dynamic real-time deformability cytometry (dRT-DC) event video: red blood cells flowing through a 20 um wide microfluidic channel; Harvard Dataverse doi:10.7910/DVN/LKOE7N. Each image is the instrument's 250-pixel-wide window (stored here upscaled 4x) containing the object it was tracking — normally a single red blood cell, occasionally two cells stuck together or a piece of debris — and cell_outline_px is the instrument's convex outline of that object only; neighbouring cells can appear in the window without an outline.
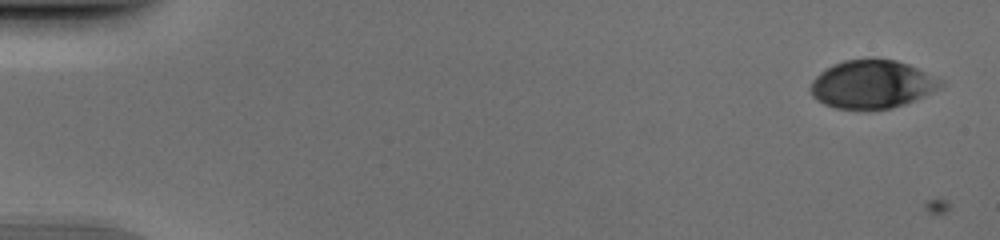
{"species": "human", "species_latin": "Homo sapiens", "temperature_condition": "cold", "stored_images_in_passage": 18, "camera_frame_rate_fps": 3000, "um_per_image_px": 0.085, "donor": {"sex": "male"}, "frame": {"image": 1, "passage_image": 1, "time_ms": 0.0, "image_size_px": [1000, 240], "cell_outline_px": [[944, 88], [916, 100], [892, 108], [836, 108], [824, 104], [816, 100], [808, 92], [808, 88], [812, 80], [820, 72], [832, 64], [844, 60], [896, 60], [908, 64], [944, 80]], "centroid_in_image_um": [74.14, 7.17], "position_along_channel_um": 10.9, "area_um2": 36.65}}
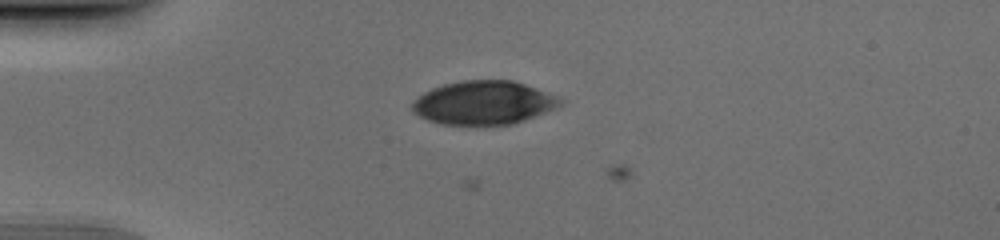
{"frame": {"image": 2, "passage_image": 13, "time_ms": 4.0, "image_size_px": [1000, 240], "cell_outline_px": [[564, 100], [560, 104], [544, 112], [524, 120], [508, 124], [444, 124], [428, 120], [420, 116], [412, 108], [412, 100], [424, 92], [432, 88], [444, 84], [464, 80], [512, 80], [524, 84], [556, 96]], "centroid_in_image_um": [41.06, 8.72], "position_along_channel_um": 43.9, "area_um2": 36.88}}